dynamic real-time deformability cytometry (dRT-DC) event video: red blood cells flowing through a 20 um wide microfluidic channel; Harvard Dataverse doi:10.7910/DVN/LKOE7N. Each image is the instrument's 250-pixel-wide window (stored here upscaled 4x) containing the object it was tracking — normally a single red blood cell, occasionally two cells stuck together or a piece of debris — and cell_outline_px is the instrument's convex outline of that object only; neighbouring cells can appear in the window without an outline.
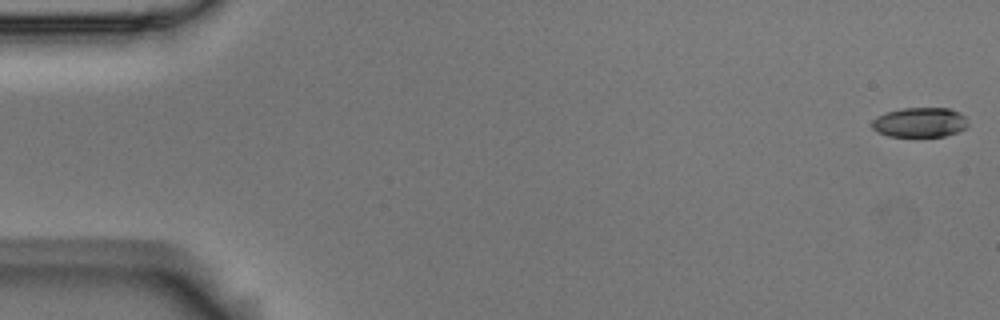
{"species": "Egyptian fruit bat (a non-hibernating species)", "species_latin": "Rousettus aegyptiacus", "temperature_condition": "room temperature", "stored_images_in_passage": 6, "camera_frame_rate_fps": 3000, "um_per_image_px": 0.085, "animal": {"sex": "male"}, "frame": {"image": 1, "passage_image": 1, "time_ms": 0.0, "image_size_px": [1000, 320], "cell_outline_px": [[968, 128], [944, 136], [888, 136], [876, 132], [872, 128], [872, 120], [876, 116], [884, 112], [904, 108], [948, 108], [960, 112], [964, 116], [968, 124]], "centroid_in_image_um": [78.17, 10.39], "position_along_channel_um": 6.8, "area_um2": 16.76}}